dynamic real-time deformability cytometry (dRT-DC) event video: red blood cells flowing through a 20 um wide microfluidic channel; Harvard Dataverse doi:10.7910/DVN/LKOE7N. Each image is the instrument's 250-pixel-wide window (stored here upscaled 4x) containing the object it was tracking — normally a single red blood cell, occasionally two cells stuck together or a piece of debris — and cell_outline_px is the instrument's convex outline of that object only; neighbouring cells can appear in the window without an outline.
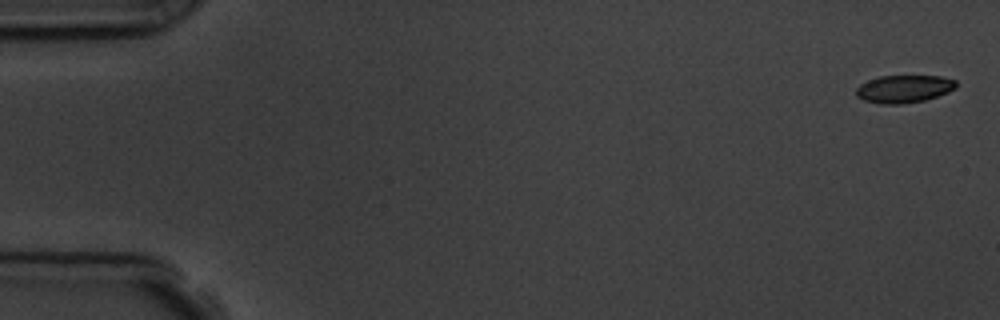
{"species": "common noctule bat (a hibernating species)", "species_latin": "Nyctalus noctula", "temperature_condition": "room temperature", "stored_images_in_passage": 6, "camera_frame_rate_fps": 3000, "um_per_image_px": 0.085, "animal": {"sex": "male", "body_mass_g": 19.5, "forearm_length_mm": 54.6}, "frame": {"image": 1, "passage_image": 1, "time_ms": 0.0, "image_size_px": [1000, 320], "cell_outline_px": [[956, 88], [948, 92], [924, 100], [900, 104], [880, 104], [864, 100], [856, 96], [856, 88], [860, 84], [868, 80], [880, 76], [940, 76], [956, 80]], "centroid_in_image_um": [76.82, 7.55], "position_along_channel_um": 8.2, "area_um2": 16.07}}
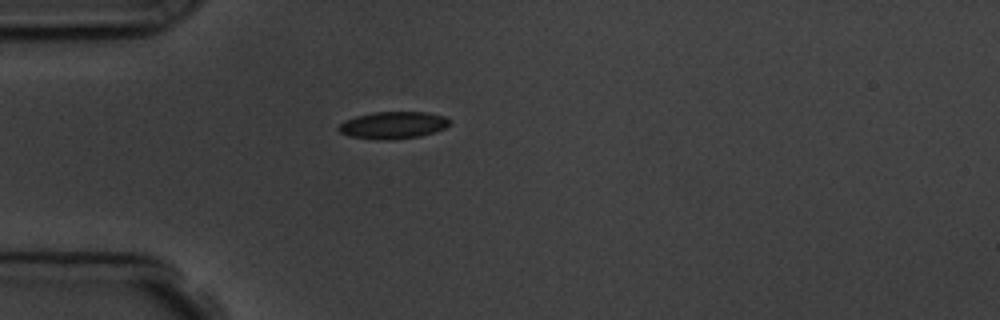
{"frame": {"image": 2, "passage_image": 5, "time_ms": 4.667, "image_size_px": [1000, 320], "cell_outline_px": [[452, 120], [444, 128], [420, 136], [388, 140], [376, 140], [348, 136], [340, 132], [336, 128], [344, 120], [356, 116], [372, 112], [428, 112], [444, 116]], "centroid_in_image_um": [33.37, 10.64], "position_along_channel_um": 51.6, "area_um2": 17.63}}